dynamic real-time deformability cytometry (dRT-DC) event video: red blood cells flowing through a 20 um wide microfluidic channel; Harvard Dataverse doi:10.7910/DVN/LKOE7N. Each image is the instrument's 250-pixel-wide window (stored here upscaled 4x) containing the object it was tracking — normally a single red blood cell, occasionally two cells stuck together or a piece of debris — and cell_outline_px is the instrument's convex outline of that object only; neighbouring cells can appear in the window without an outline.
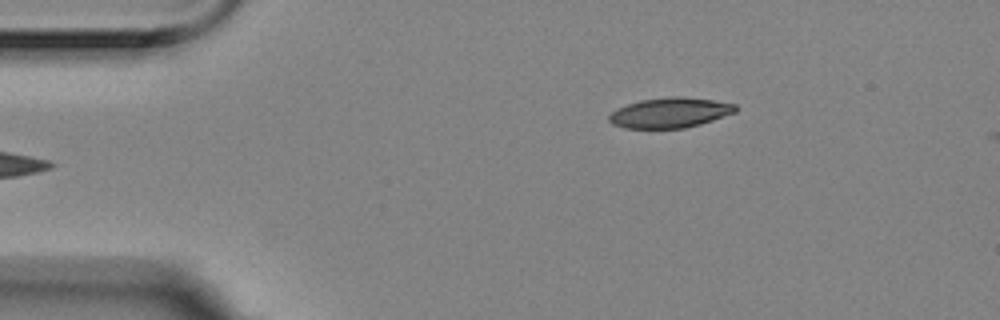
{"species": "Egyptian fruit bat (a non-hibernating species)", "species_latin": "Rousettus aegyptiacus", "temperature_condition": "room temperature", "stored_images_in_passage": 4, "camera_frame_rate_fps": 3000, "um_per_image_px": 0.085, "animal": {"sex": "female"}, "frame": {"image": 1, "passage_image": 4, "time_ms": 1.0, "image_size_px": [1000, 320], "cell_outline_px": [[736, 112], [700, 124], [684, 128], [624, 128], [612, 124], [608, 120], [608, 116], [616, 108], [640, 100], [668, 96], [680, 96], [712, 100], [736, 104]], "centroid_in_image_um": [56.91, 9.57], "position_along_channel_um": 28.1, "area_um2": 22.2}}